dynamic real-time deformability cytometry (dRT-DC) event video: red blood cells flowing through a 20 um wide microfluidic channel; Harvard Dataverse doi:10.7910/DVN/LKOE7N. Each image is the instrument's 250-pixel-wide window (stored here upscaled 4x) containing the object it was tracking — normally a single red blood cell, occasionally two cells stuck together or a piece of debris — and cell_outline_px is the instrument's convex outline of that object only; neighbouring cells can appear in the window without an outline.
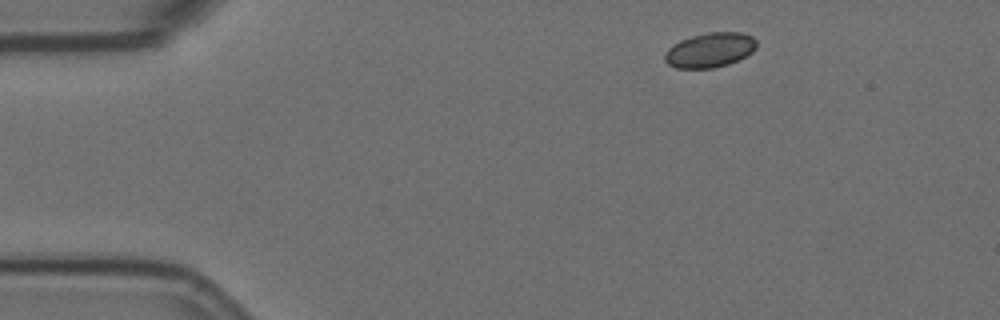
{"species": "Egyptian fruit bat (a non-hibernating species)", "species_latin": "Rousettus aegyptiacus", "temperature_condition": "room temperature", "stored_images_in_passage": 7, "camera_frame_rate_fps": 3000, "um_per_image_px": 0.085, "animal": {"sex": "female"}, "frame": {"image": 1, "passage_image": 1, "time_ms": 0.0, "image_size_px": [1000, 320], "cell_outline_px": [[756, 48], [752, 52], [728, 64], [712, 68], [676, 68], [668, 64], [664, 60], [664, 52], [672, 44], [680, 40], [692, 36], [708, 32], [740, 32], [752, 36], [756, 40]], "centroid_in_image_um": [60.31, 4.25], "position_along_channel_um": 24.7, "area_um2": 18.55}}
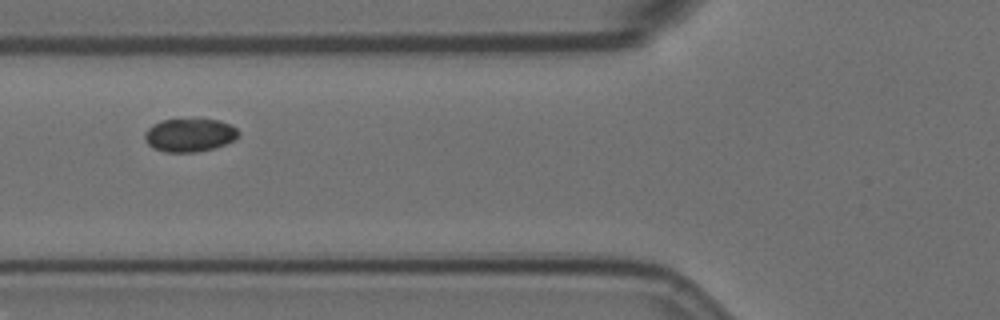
{"frame": {"image": 2, "passage_image": 5, "time_ms": 4.333, "image_size_px": [1000, 320], "cell_outline_px": [[240, 136], [236, 140], [212, 148], [196, 152], [164, 152], [152, 148], [144, 140], [144, 132], [152, 124], [160, 120], [220, 120], [232, 124], [240, 132]], "centroid_in_image_um": [16.11, 11.49], "position_along_channel_um": 109.7, "area_um2": 18.32}}
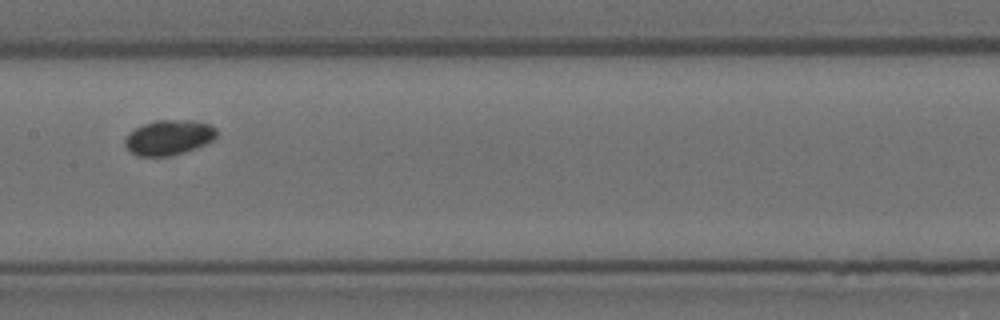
{"frame": {"image": 3, "passage_image": 7, "time_ms": 6.667, "image_size_px": [1000, 320], "cell_outline_px": [[216, 136], [212, 140], [196, 148], [184, 152], [164, 156], [136, 156], [124, 144], [124, 140], [128, 132], [144, 124], [156, 120], [192, 120], [208, 124], [216, 128]], "centroid_in_image_um": [14.32, 11.68], "position_along_channel_um": 193.1, "area_um2": 18.55}}